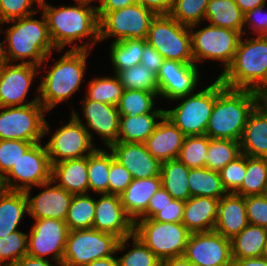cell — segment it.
<instances>
[{
  "label": "cell",
  "mask_w": 267,
  "mask_h": 266,
  "mask_svg": "<svg viewBox=\"0 0 267 266\" xmlns=\"http://www.w3.org/2000/svg\"><path fill=\"white\" fill-rule=\"evenodd\" d=\"M45 16L51 41L56 50L61 51L65 46L71 49L89 50L99 41V17L96 6L75 3L74 6L53 7L47 2L40 5ZM87 42L73 45L72 42Z\"/></svg>",
  "instance_id": "cell-1"
},
{
  "label": "cell",
  "mask_w": 267,
  "mask_h": 266,
  "mask_svg": "<svg viewBox=\"0 0 267 266\" xmlns=\"http://www.w3.org/2000/svg\"><path fill=\"white\" fill-rule=\"evenodd\" d=\"M33 16L34 14L4 22L12 23L11 27L3 31L6 34L4 42L7 43L5 47L9 63L22 60L21 63L40 67L45 60H49L53 49H56L43 13L41 20L34 19Z\"/></svg>",
  "instance_id": "cell-2"
},
{
  "label": "cell",
  "mask_w": 267,
  "mask_h": 266,
  "mask_svg": "<svg viewBox=\"0 0 267 266\" xmlns=\"http://www.w3.org/2000/svg\"><path fill=\"white\" fill-rule=\"evenodd\" d=\"M257 105V92L224 87L216 96L205 131L211 139L240 141L247 119Z\"/></svg>",
  "instance_id": "cell-3"
},
{
  "label": "cell",
  "mask_w": 267,
  "mask_h": 266,
  "mask_svg": "<svg viewBox=\"0 0 267 266\" xmlns=\"http://www.w3.org/2000/svg\"><path fill=\"white\" fill-rule=\"evenodd\" d=\"M90 50L70 49L58 59L41 79L37 92L39 103L48 112L68 100L82 83Z\"/></svg>",
  "instance_id": "cell-4"
},
{
  "label": "cell",
  "mask_w": 267,
  "mask_h": 266,
  "mask_svg": "<svg viewBox=\"0 0 267 266\" xmlns=\"http://www.w3.org/2000/svg\"><path fill=\"white\" fill-rule=\"evenodd\" d=\"M242 38L232 63L218 78L225 87L258 92L267 81V36Z\"/></svg>",
  "instance_id": "cell-5"
},
{
  "label": "cell",
  "mask_w": 267,
  "mask_h": 266,
  "mask_svg": "<svg viewBox=\"0 0 267 266\" xmlns=\"http://www.w3.org/2000/svg\"><path fill=\"white\" fill-rule=\"evenodd\" d=\"M130 236L119 239L111 233L95 229L69 231L62 266H85L91 262L114 256L127 249Z\"/></svg>",
  "instance_id": "cell-6"
},
{
  "label": "cell",
  "mask_w": 267,
  "mask_h": 266,
  "mask_svg": "<svg viewBox=\"0 0 267 266\" xmlns=\"http://www.w3.org/2000/svg\"><path fill=\"white\" fill-rule=\"evenodd\" d=\"M225 85L217 79L205 89L188 94L173 109L165 110L168 117L185 136L203 135L208 126L215 98Z\"/></svg>",
  "instance_id": "cell-7"
},
{
  "label": "cell",
  "mask_w": 267,
  "mask_h": 266,
  "mask_svg": "<svg viewBox=\"0 0 267 266\" xmlns=\"http://www.w3.org/2000/svg\"><path fill=\"white\" fill-rule=\"evenodd\" d=\"M134 234L161 260L182 256L191 232L181 223L138 218Z\"/></svg>",
  "instance_id": "cell-8"
},
{
  "label": "cell",
  "mask_w": 267,
  "mask_h": 266,
  "mask_svg": "<svg viewBox=\"0 0 267 266\" xmlns=\"http://www.w3.org/2000/svg\"><path fill=\"white\" fill-rule=\"evenodd\" d=\"M0 110V140L38 143L50 132V126L44 117L47 111L39 102L25 106L0 107Z\"/></svg>",
  "instance_id": "cell-9"
},
{
  "label": "cell",
  "mask_w": 267,
  "mask_h": 266,
  "mask_svg": "<svg viewBox=\"0 0 267 266\" xmlns=\"http://www.w3.org/2000/svg\"><path fill=\"white\" fill-rule=\"evenodd\" d=\"M146 41L164 59L194 63L189 27L170 15H156L150 24Z\"/></svg>",
  "instance_id": "cell-10"
},
{
  "label": "cell",
  "mask_w": 267,
  "mask_h": 266,
  "mask_svg": "<svg viewBox=\"0 0 267 266\" xmlns=\"http://www.w3.org/2000/svg\"><path fill=\"white\" fill-rule=\"evenodd\" d=\"M195 27L197 25L189 27L194 63L206 59L221 61L224 66L222 74L232 63L242 35L238 31L210 24L199 30H194Z\"/></svg>",
  "instance_id": "cell-11"
},
{
  "label": "cell",
  "mask_w": 267,
  "mask_h": 266,
  "mask_svg": "<svg viewBox=\"0 0 267 266\" xmlns=\"http://www.w3.org/2000/svg\"><path fill=\"white\" fill-rule=\"evenodd\" d=\"M1 180L3 189L24 192L51 181L52 164L46 146L33 144Z\"/></svg>",
  "instance_id": "cell-12"
},
{
  "label": "cell",
  "mask_w": 267,
  "mask_h": 266,
  "mask_svg": "<svg viewBox=\"0 0 267 266\" xmlns=\"http://www.w3.org/2000/svg\"><path fill=\"white\" fill-rule=\"evenodd\" d=\"M156 14L140 3L107 12L99 20V41L117 37L114 42L126 39H146Z\"/></svg>",
  "instance_id": "cell-13"
},
{
  "label": "cell",
  "mask_w": 267,
  "mask_h": 266,
  "mask_svg": "<svg viewBox=\"0 0 267 266\" xmlns=\"http://www.w3.org/2000/svg\"><path fill=\"white\" fill-rule=\"evenodd\" d=\"M92 142L88 130L71 115L70 121L57 128L45 146L53 165L88 156L96 149Z\"/></svg>",
  "instance_id": "cell-14"
},
{
  "label": "cell",
  "mask_w": 267,
  "mask_h": 266,
  "mask_svg": "<svg viewBox=\"0 0 267 266\" xmlns=\"http://www.w3.org/2000/svg\"><path fill=\"white\" fill-rule=\"evenodd\" d=\"M69 231L63 220L35 219L28 234L27 255L41 259L49 256L53 262L62 264Z\"/></svg>",
  "instance_id": "cell-15"
},
{
  "label": "cell",
  "mask_w": 267,
  "mask_h": 266,
  "mask_svg": "<svg viewBox=\"0 0 267 266\" xmlns=\"http://www.w3.org/2000/svg\"><path fill=\"white\" fill-rule=\"evenodd\" d=\"M41 66L29 63H5L0 68V107L25 106L39 102V94L27 102L31 84ZM27 102V103H26Z\"/></svg>",
  "instance_id": "cell-16"
},
{
  "label": "cell",
  "mask_w": 267,
  "mask_h": 266,
  "mask_svg": "<svg viewBox=\"0 0 267 266\" xmlns=\"http://www.w3.org/2000/svg\"><path fill=\"white\" fill-rule=\"evenodd\" d=\"M183 255L197 266H233L231 240L215 230L191 233Z\"/></svg>",
  "instance_id": "cell-17"
},
{
  "label": "cell",
  "mask_w": 267,
  "mask_h": 266,
  "mask_svg": "<svg viewBox=\"0 0 267 266\" xmlns=\"http://www.w3.org/2000/svg\"><path fill=\"white\" fill-rule=\"evenodd\" d=\"M198 71L195 63L164 59L157 75L159 95L174 101L195 92L199 82Z\"/></svg>",
  "instance_id": "cell-18"
},
{
  "label": "cell",
  "mask_w": 267,
  "mask_h": 266,
  "mask_svg": "<svg viewBox=\"0 0 267 266\" xmlns=\"http://www.w3.org/2000/svg\"><path fill=\"white\" fill-rule=\"evenodd\" d=\"M83 116L86 122L82 123L78 113L73 109L72 116L79 121L87 130L88 134L93 139L91 130L95 131L103 140V143L109 147L111 144L117 142L119 134L120 114L117 106L93 101L86 97L82 100ZM91 129L89 131V129Z\"/></svg>",
  "instance_id": "cell-19"
},
{
  "label": "cell",
  "mask_w": 267,
  "mask_h": 266,
  "mask_svg": "<svg viewBox=\"0 0 267 266\" xmlns=\"http://www.w3.org/2000/svg\"><path fill=\"white\" fill-rule=\"evenodd\" d=\"M92 229L111 233L119 239L134 233V221L126 214L120 196L102 194L95 199Z\"/></svg>",
  "instance_id": "cell-20"
},
{
  "label": "cell",
  "mask_w": 267,
  "mask_h": 266,
  "mask_svg": "<svg viewBox=\"0 0 267 266\" xmlns=\"http://www.w3.org/2000/svg\"><path fill=\"white\" fill-rule=\"evenodd\" d=\"M108 148L133 179L160 177L162 163L152 156L144 143L117 141Z\"/></svg>",
  "instance_id": "cell-21"
},
{
  "label": "cell",
  "mask_w": 267,
  "mask_h": 266,
  "mask_svg": "<svg viewBox=\"0 0 267 266\" xmlns=\"http://www.w3.org/2000/svg\"><path fill=\"white\" fill-rule=\"evenodd\" d=\"M53 181L39 185L46 189L33 197L31 188L25 191L28 200V214L33 219H57L65 221L73 194ZM31 197V198H30Z\"/></svg>",
  "instance_id": "cell-22"
},
{
  "label": "cell",
  "mask_w": 267,
  "mask_h": 266,
  "mask_svg": "<svg viewBox=\"0 0 267 266\" xmlns=\"http://www.w3.org/2000/svg\"><path fill=\"white\" fill-rule=\"evenodd\" d=\"M185 137L182 131L164 115L144 145L152 156L162 163L177 159Z\"/></svg>",
  "instance_id": "cell-23"
},
{
  "label": "cell",
  "mask_w": 267,
  "mask_h": 266,
  "mask_svg": "<svg viewBox=\"0 0 267 266\" xmlns=\"http://www.w3.org/2000/svg\"><path fill=\"white\" fill-rule=\"evenodd\" d=\"M249 224L245 197L227 193L220 198L214 230L227 239H233Z\"/></svg>",
  "instance_id": "cell-24"
},
{
  "label": "cell",
  "mask_w": 267,
  "mask_h": 266,
  "mask_svg": "<svg viewBox=\"0 0 267 266\" xmlns=\"http://www.w3.org/2000/svg\"><path fill=\"white\" fill-rule=\"evenodd\" d=\"M220 199L194 196L185 201L182 223L191 232L214 230Z\"/></svg>",
  "instance_id": "cell-25"
},
{
  "label": "cell",
  "mask_w": 267,
  "mask_h": 266,
  "mask_svg": "<svg viewBox=\"0 0 267 266\" xmlns=\"http://www.w3.org/2000/svg\"><path fill=\"white\" fill-rule=\"evenodd\" d=\"M52 181L73 195L87 194L88 156L54 163Z\"/></svg>",
  "instance_id": "cell-26"
},
{
  "label": "cell",
  "mask_w": 267,
  "mask_h": 266,
  "mask_svg": "<svg viewBox=\"0 0 267 266\" xmlns=\"http://www.w3.org/2000/svg\"><path fill=\"white\" fill-rule=\"evenodd\" d=\"M239 142L242 154L267 158V116L257 105L248 116Z\"/></svg>",
  "instance_id": "cell-27"
},
{
  "label": "cell",
  "mask_w": 267,
  "mask_h": 266,
  "mask_svg": "<svg viewBox=\"0 0 267 266\" xmlns=\"http://www.w3.org/2000/svg\"><path fill=\"white\" fill-rule=\"evenodd\" d=\"M161 186V177L132 179L120 195L126 214L134 222L147 210L149 200Z\"/></svg>",
  "instance_id": "cell-28"
},
{
  "label": "cell",
  "mask_w": 267,
  "mask_h": 266,
  "mask_svg": "<svg viewBox=\"0 0 267 266\" xmlns=\"http://www.w3.org/2000/svg\"><path fill=\"white\" fill-rule=\"evenodd\" d=\"M28 214V200L24 191L0 192V238L18 231L24 214Z\"/></svg>",
  "instance_id": "cell-29"
},
{
  "label": "cell",
  "mask_w": 267,
  "mask_h": 266,
  "mask_svg": "<svg viewBox=\"0 0 267 266\" xmlns=\"http://www.w3.org/2000/svg\"><path fill=\"white\" fill-rule=\"evenodd\" d=\"M165 113H145L129 117L120 115L118 142L144 143Z\"/></svg>",
  "instance_id": "cell-30"
},
{
  "label": "cell",
  "mask_w": 267,
  "mask_h": 266,
  "mask_svg": "<svg viewBox=\"0 0 267 266\" xmlns=\"http://www.w3.org/2000/svg\"><path fill=\"white\" fill-rule=\"evenodd\" d=\"M244 15L235 0H209L204 20L216 27L238 31L243 36Z\"/></svg>",
  "instance_id": "cell-31"
},
{
  "label": "cell",
  "mask_w": 267,
  "mask_h": 266,
  "mask_svg": "<svg viewBox=\"0 0 267 266\" xmlns=\"http://www.w3.org/2000/svg\"><path fill=\"white\" fill-rule=\"evenodd\" d=\"M267 229L248 224L231 239L232 259L263 257Z\"/></svg>",
  "instance_id": "cell-32"
},
{
  "label": "cell",
  "mask_w": 267,
  "mask_h": 266,
  "mask_svg": "<svg viewBox=\"0 0 267 266\" xmlns=\"http://www.w3.org/2000/svg\"><path fill=\"white\" fill-rule=\"evenodd\" d=\"M189 171L190 169L178 159L162 162L161 184L174 199L186 201L191 197L188 185Z\"/></svg>",
  "instance_id": "cell-33"
},
{
  "label": "cell",
  "mask_w": 267,
  "mask_h": 266,
  "mask_svg": "<svg viewBox=\"0 0 267 266\" xmlns=\"http://www.w3.org/2000/svg\"><path fill=\"white\" fill-rule=\"evenodd\" d=\"M113 153L96 148L88 155V183L89 191L96 194H109V172L111 162L114 160Z\"/></svg>",
  "instance_id": "cell-34"
},
{
  "label": "cell",
  "mask_w": 267,
  "mask_h": 266,
  "mask_svg": "<svg viewBox=\"0 0 267 266\" xmlns=\"http://www.w3.org/2000/svg\"><path fill=\"white\" fill-rule=\"evenodd\" d=\"M188 185L191 197L204 196L220 199L227 194L219 172L204 168L190 169Z\"/></svg>",
  "instance_id": "cell-35"
},
{
  "label": "cell",
  "mask_w": 267,
  "mask_h": 266,
  "mask_svg": "<svg viewBox=\"0 0 267 266\" xmlns=\"http://www.w3.org/2000/svg\"><path fill=\"white\" fill-rule=\"evenodd\" d=\"M267 190V158L246 156V173L241 187L235 192L243 197L264 195Z\"/></svg>",
  "instance_id": "cell-36"
},
{
  "label": "cell",
  "mask_w": 267,
  "mask_h": 266,
  "mask_svg": "<svg viewBox=\"0 0 267 266\" xmlns=\"http://www.w3.org/2000/svg\"><path fill=\"white\" fill-rule=\"evenodd\" d=\"M146 42V39L137 38L113 41L109 53L115 69L114 73L139 65Z\"/></svg>",
  "instance_id": "cell-37"
},
{
  "label": "cell",
  "mask_w": 267,
  "mask_h": 266,
  "mask_svg": "<svg viewBox=\"0 0 267 266\" xmlns=\"http://www.w3.org/2000/svg\"><path fill=\"white\" fill-rule=\"evenodd\" d=\"M156 97L158 96L153 92L124 89L117 104L118 112L129 117L145 113H165L164 109H153Z\"/></svg>",
  "instance_id": "cell-38"
},
{
  "label": "cell",
  "mask_w": 267,
  "mask_h": 266,
  "mask_svg": "<svg viewBox=\"0 0 267 266\" xmlns=\"http://www.w3.org/2000/svg\"><path fill=\"white\" fill-rule=\"evenodd\" d=\"M95 215V198L89 194L73 195L65 222L70 231L92 229Z\"/></svg>",
  "instance_id": "cell-39"
},
{
  "label": "cell",
  "mask_w": 267,
  "mask_h": 266,
  "mask_svg": "<svg viewBox=\"0 0 267 266\" xmlns=\"http://www.w3.org/2000/svg\"><path fill=\"white\" fill-rule=\"evenodd\" d=\"M241 154V146L239 141L222 138H209L205 167L219 172L229 162L234 161Z\"/></svg>",
  "instance_id": "cell-40"
},
{
  "label": "cell",
  "mask_w": 267,
  "mask_h": 266,
  "mask_svg": "<svg viewBox=\"0 0 267 266\" xmlns=\"http://www.w3.org/2000/svg\"><path fill=\"white\" fill-rule=\"evenodd\" d=\"M116 76L126 90H143L159 96L157 76L142 64L121 70Z\"/></svg>",
  "instance_id": "cell-41"
},
{
  "label": "cell",
  "mask_w": 267,
  "mask_h": 266,
  "mask_svg": "<svg viewBox=\"0 0 267 266\" xmlns=\"http://www.w3.org/2000/svg\"><path fill=\"white\" fill-rule=\"evenodd\" d=\"M87 91L85 94L87 99L117 106L124 88L114 74V77L106 76L93 79L90 81Z\"/></svg>",
  "instance_id": "cell-42"
},
{
  "label": "cell",
  "mask_w": 267,
  "mask_h": 266,
  "mask_svg": "<svg viewBox=\"0 0 267 266\" xmlns=\"http://www.w3.org/2000/svg\"><path fill=\"white\" fill-rule=\"evenodd\" d=\"M209 146V137L205 134L186 136L177 159L189 169L204 168Z\"/></svg>",
  "instance_id": "cell-43"
},
{
  "label": "cell",
  "mask_w": 267,
  "mask_h": 266,
  "mask_svg": "<svg viewBox=\"0 0 267 266\" xmlns=\"http://www.w3.org/2000/svg\"><path fill=\"white\" fill-rule=\"evenodd\" d=\"M27 251L28 233L18 230L0 238V266H11L27 255Z\"/></svg>",
  "instance_id": "cell-44"
},
{
  "label": "cell",
  "mask_w": 267,
  "mask_h": 266,
  "mask_svg": "<svg viewBox=\"0 0 267 266\" xmlns=\"http://www.w3.org/2000/svg\"><path fill=\"white\" fill-rule=\"evenodd\" d=\"M209 0H175L174 7L169 15L185 26L198 25L207 10Z\"/></svg>",
  "instance_id": "cell-45"
},
{
  "label": "cell",
  "mask_w": 267,
  "mask_h": 266,
  "mask_svg": "<svg viewBox=\"0 0 267 266\" xmlns=\"http://www.w3.org/2000/svg\"><path fill=\"white\" fill-rule=\"evenodd\" d=\"M132 249L117 258L119 266H161V260L133 233Z\"/></svg>",
  "instance_id": "cell-46"
},
{
  "label": "cell",
  "mask_w": 267,
  "mask_h": 266,
  "mask_svg": "<svg viewBox=\"0 0 267 266\" xmlns=\"http://www.w3.org/2000/svg\"><path fill=\"white\" fill-rule=\"evenodd\" d=\"M35 143L23 140H0V178L2 179Z\"/></svg>",
  "instance_id": "cell-47"
},
{
  "label": "cell",
  "mask_w": 267,
  "mask_h": 266,
  "mask_svg": "<svg viewBox=\"0 0 267 266\" xmlns=\"http://www.w3.org/2000/svg\"><path fill=\"white\" fill-rule=\"evenodd\" d=\"M246 173V155L241 154L219 171L220 179L227 193H235L242 185Z\"/></svg>",
  "instance_id": "cell-48"
},
{
  "label": "cell",
  "mask_w": 267,
  "mask_h": 266,
  "mask_svg": "<svg viewBox=\"0 0 267 266\" xmlns=\"http://www.w3.org/2000/svg\"><path fill=\"white\" fill-rule=\"evenodd\" d=\"M34 3L38 5L35 0H0V23L39 13Z\"/></svg>",
  "instance_id": "cell-49"
},
{
  "label": "cell",
  "mask_w": 267,
  "mask_h": 266,
  "mask_svg": "<svg viewBox=\"0 0 267 266\" xmlns=\"http://www.w3.org/2000/svg\"><path fill=\"white\" fill-rule=\"evenodd\" d=\"M245 203L249 224L267 229V196H247Z\"/></svg>",
  "instance_id": "cell-50"
},
{
  "label": "cell",
  "mask_w": 267,
  "mask_h": 266,
  "mask_svg": "<svg viewBox=\"0 0 267 266\" xmlns=\"http://www.w3.org/2000/svg\"><path fill=\"white\" fill-rule=\"evenodd\" d=\"M130 172L116 159L111 162L109 180V194L120 196L132 182Z\"/></svg>",
  "instance_id": "cell-51"
},
{
  "label": "cell",
  "mask_w": 267,
  "mask_h": 266,
  "mask_svg": "<svg viewBox=\"0 0 267 266\" xmlns=\"http://www.w3.org/2000/svg\"><path fill=\"white\" fill-rule=\"evenodd\" d=\"M266 5H262L248 11L244 15V31L243 36L247 33L245 29H253L252 31L258 36H267V12L263 11ZM249 25V26H248ZM248 26V28L246 27Z\"/></svg>",
  "instance_id": "cell-52"
},
{
  "label": "cell",
  "mask_w": 267,
  "mask_h": 266,
  "mask_svg": "<svg viewBox=\"0 0 267 266\" xmlns=\"http://www.w3.org/2000/svg\"><path fill=\"white\" fill-rule=\"evenodd\" d=\"M185 201L173 199L157 212L151 219L158 222L181 223Z\"/></svg>",
  "instance_id": "cell-53"
},
{
  "label": "cell",
  "mask_w": 267,
  "mask_h": 266,
  "mask_svg": "<svg viewBox=\"0 0 267 266\" xmlns=\"http://www.w3.org/2000/svg\"><path fill=\"white\" fill-rule=\"evenodd\" d=\"M173 199L174 198L161 186L149 200L147 210L139 218H152L161 208L170 203Z\"/></svg>",
  "instance_id": "cell-54"
},
{
  "label": "cell",
  "mask_w": 267,
  "mask_h": 266,
  "mask_svg": "<svg viewBox=\"0 0 267 266\" xmlns=\"http://www.w3.org/2000/svg\"><path fill=\"white\" fill-rule=\"evenodd\" d=\"M163 60L164 58L160 55V53L148 42L144 44V50L140 64L147 67L149 70H151L152 73L157 76L160 67L162 66Z\"/></svg>",
  "instance_id": "cell-55"
},
{
  "label": "cell",
  "mask_w": 267,
  "mask_h": 266,
  "mask_svg": "<svg viewBox=\"0 0 267 266\" xmlns=\"http://www.w3.org/2000/svg\"><path fill=\"white\" fill-rule=\"evenodd\" d=\"M138 3L153 11L156 15H169L175 0H138Z\"/></svg>",
  "instance_id": "cell-56"
},
{
  "label": "cell",
  "mask_w": 267,
  "mask_h": 266,
  "mask_svg": "<svg viewBox=\"0 0 267 266\" xmlns=\"http://www.w3.org/2000/svg\"><path fill=\"white\" fill-rule=\"evenodd\" d=\"M138 3V0H101L99 6L96 7L99 20L110 11L122 9L132 4Z\"/></svg>",
  "instance_id": "cell-57"
},
{
  "label": "cell",
  "mask_w": 267,
  "mask_h": 266,
  "mask_svg": "<svg viewBox=\"0 0 267 266\" xmlns=\"http://www.w3.org/2000/svg\"><path fill=\"white\" fill-rule=\"evenodd\" d=\"M50 259L35 258L29 255H25L11 266H62V264L56 263L53 265Z\"/></svg>",
  "instance_id": "cell-58"
},
{
  "label": "cell",
  "mask_w": 267,
  "mask_h": 266,
  "mask_svg": "<svg viewBox=\"0 0 267 266\" xmlns=\"http://www.w3.org/2000/svg\"><path fill=\"white\" fill-rule=\"evenodd\" d=\"M233 266H267L266 257L233 259Z\"/></svg>",
  "instance_id": "cell-59"
},
{
  "label": "cell",
  "mask_w": 267,
  "mask_h": 266,
  "mask_svg": "<svg viewBox=\"0 0 267 266\" xmlns=\"http://www.w3.org/2000/svg\"><path fill=\"white\" fill-rule=\"evenodd\" d=\"M240 10L246 14L248 11L256 7L266 5L267 0H235Z\"/></svg>",
  "instance_id": "cell-60"
},
{
  "label": "cell",
  "mask_w": 267,
  "mask_h": 266,
  "mask_svg": "<svg viewBox=\"0 0 267 266\" xmlns=\"http://www.w3.org/2000/svg\"><path fill=\"white\" fill-rule=\"evenodd\" d=\"M161 266H197L184 255L167 258L161 261Z\"/></svg>",
  "instance_id": "cell-61"
},
{
  "label": "cell",
  "mask_w": 267,
  "mask_h": 266,
  "mask_svg": "<svg viewBox=\"0 0 267 266\" xmlns=\"http://www.w3.org/2000/svg\"><path fill=\"white\" fill-rule=\"evenodd\" d=\"M85 266H119L118 259L110 256L103 259H98Z\"/></svg>",
  "instance_id": "cell-62"
},
{
  "label": "cell",
  "mask_w": 267,
  "mask_h": 266,
  "mask_svg": "<svg viewBox=\"0 0 267 266\" xmlns=\"http://www.w3.org/2000/svg\"><path fill=\"white\" fill-rule=\"evenodd\" d=\"M3 30L0 28V33L2 32ZM6 43H3V42H0V67L3 66L5 63L8 62L7 60V53H6V45H4Z\"/></svg>",
  "instance_id": "cell-63"
},
{
  "label": "cell",
  "mask_w": 267,
  "mask_h": 266,
  "mask_svg": "<svg viewBox=\"0 0 267 266\" xmlns=\"http://www.w3.org/2000/svg\"><path fill=\"white\" fill-rule=\"evenodd\" d=\"M257 106L267 116V97H265V96H257Z\"/></svg>",
  "instance_id": "cell-64"
},
{
  "label": "cell",
  "mask_w": 267,
  "mask_h": 266,
  "mask_svg": "<svg viewBox=\"0 0 267 266\" xmlns=\"http://www.w3.org/2000/svg\"><path fill=\"white\" fill-rule=\"evenodd\" d=\"M257 96H265V97H267V81L263 85V87L257 92Z\"/></svg>",
  "instance_id": "cell-65"
},
{
  "label": "cell",
  "mask_w": 267,
  "mask_h": 266,
  "mask_svg": "<svg viewBox=\"0 0 267 266\" xmlns=\"http://www.w3.org/2000/svg\"><path fill=\"white\" fill-rule=\"evenodd\" d=\"M77 3H83V4H88V5H90V4H92L91 2L92 1H97V0H75ZM99 1V4H100V1L101 0H98Z\"/></svg>",
  "instance_id": "cell-66"
},
{
  "label": "cell",
  "mask_w": 267,
  "mask_h": 266,
  "mask_svg": "<svg viewBox=\"0 0 267 266\" xmlns=\"http://www.w3.org/2000/svg\"><path fill=\"white\" fill-rule=\"evenodd\" d=\"M263 257L267 258V238H266V243H265V247H264V251H263Z\"/></svg>",
  "instance_id": "cell-67"
},
{
  "label": "cell",
  "mask_w": 267,
  "mask_h": 266,
  "mask_svg": "<svg viewBox=\"0 0 267 266\" xmlns=\"http://www.w3.org/2000/svg\"><path fill=\"white\" fill-rule=\"evenodd\" d=\"M38 4V6L42 5L45 3V0H35Z\"/></svg>",
  "instance_id": "cell-68"
},
{
  "label": "cell",
  "mask_w": 267,
  "mask_h": 266,
  "mask_svg": "<svg viewBox=\"0 0 267 266\" xmlns=\"http://www.w3.org/2000/svg\"><path fill=\"white\" fill-rule=\"evenodd\" d=\"M3 190V186H2V180L0 178V192Z\"/></svg>",
  "instance_id": "cell-69"
}]
</instances>
